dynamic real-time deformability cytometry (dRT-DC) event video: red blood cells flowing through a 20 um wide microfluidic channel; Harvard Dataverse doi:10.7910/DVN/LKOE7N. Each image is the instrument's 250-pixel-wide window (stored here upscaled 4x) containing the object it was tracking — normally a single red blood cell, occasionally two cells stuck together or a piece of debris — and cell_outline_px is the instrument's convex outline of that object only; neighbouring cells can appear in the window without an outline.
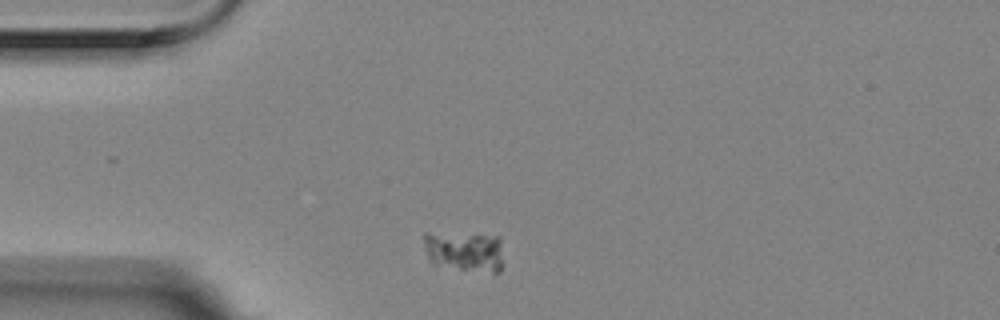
{"species": "Egyptian fruit bat (a non-hibernating species)", "species_latin": "Rousettus aegyptiacus", "temperature_condition": "room temperature", "stored_images_in_passage": 3, "camera_frame_rate_fps": 3000, "um_per_image_px": 0.085, "animal": {"sex": "female"}, "frame": {"image": 1, "passage_image": 1, "time_ms": 0.0, "image_size_px": [1000, 320], "cell_outline_px": [[500, 272], [492, 272], [460, 268], [436, 264], [428, 256], [424, 248], [424, 232], [500, 236]], "centroid_in_image_um": [39.46, 21.32], "position_along_channel_um": 45.5, "area_um2": 18.09}}